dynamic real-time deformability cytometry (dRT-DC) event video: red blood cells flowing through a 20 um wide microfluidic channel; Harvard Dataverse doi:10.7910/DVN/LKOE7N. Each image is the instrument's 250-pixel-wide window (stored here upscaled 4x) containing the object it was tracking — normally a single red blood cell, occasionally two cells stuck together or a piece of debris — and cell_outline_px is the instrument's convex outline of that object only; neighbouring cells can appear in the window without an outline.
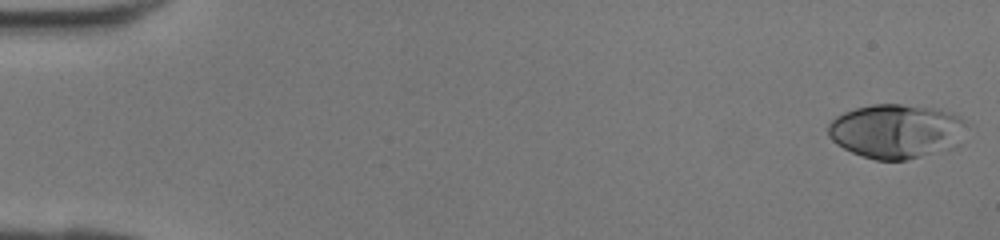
{"species": "human", "species_latin": "Homo sapiens", "temperature_condition": "room temperature", "stored_images_in_passage": 42, "camera_frame_rate_fps": 3000, "um_per_image_px": 0.085, "donor": {"sex": "female"}, "frame": {"image": 1, "passage_image": 1, "time_ms": 0.0, "image_size_px": [1000, 240], "cell_outline_px": [[972, 124], [952, 148], [904, 160], [876, 160], [852, 152], [836, 144], [828, 136], [828, 124], [836, 116], [844, 112], [856, 108], [872, 104], [900, 104], [932, 108], [952, 112], [960, 116]], "centroid_in_image_um": [76.21, 11.13], "position_along_channel_um": 8.8, "area_um2": 43.93}}
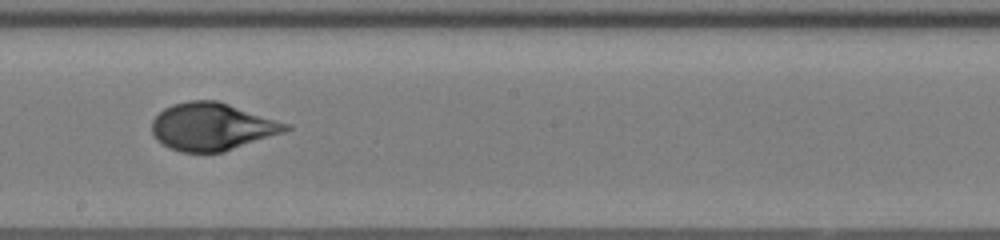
{"frame": {"image": 2, "passage_image": 24, "time_ms": 7.667, "image_size_px": [1000, 240], "cell_outline_px": [[292, 128], [284, 132], [224, 152], [180, 152], [168, 148], [156, 140], [152, 132], [152, 120], [164, 108], [172, 104], [188, 100], [216, 100], [292, 124]], "centroid_in_image_um": [18.03, 10.77], "position_along_channel_um": 230.2, "area_um2": 37.28}}
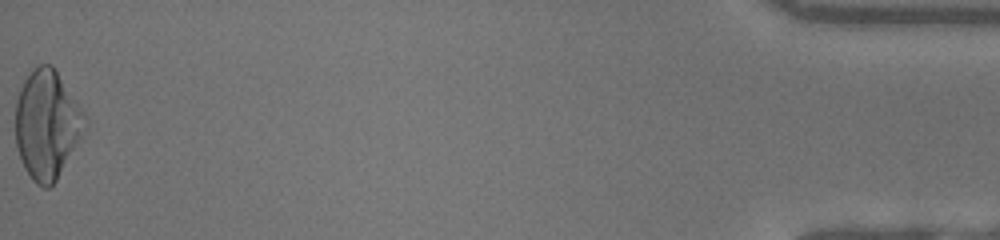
{"frame": {"image": 3, "passage_image": 42, "time_ms": 13.667, "image_size_px": [1000, 240], "cell_outline_px": [[88, 120], [80, 136], [56, 180], [48, 188], [44, 188], [36, 184], [32, 180], [24, 168], [16, 148], [16, 100], [20, 88], [24, 80], [32, 68], [40, 64], [52, 64]], "centroid_in_image_um": [3.95, 10.57], "position_along_channel_um": 431.3, "area_um2": 43.35}}